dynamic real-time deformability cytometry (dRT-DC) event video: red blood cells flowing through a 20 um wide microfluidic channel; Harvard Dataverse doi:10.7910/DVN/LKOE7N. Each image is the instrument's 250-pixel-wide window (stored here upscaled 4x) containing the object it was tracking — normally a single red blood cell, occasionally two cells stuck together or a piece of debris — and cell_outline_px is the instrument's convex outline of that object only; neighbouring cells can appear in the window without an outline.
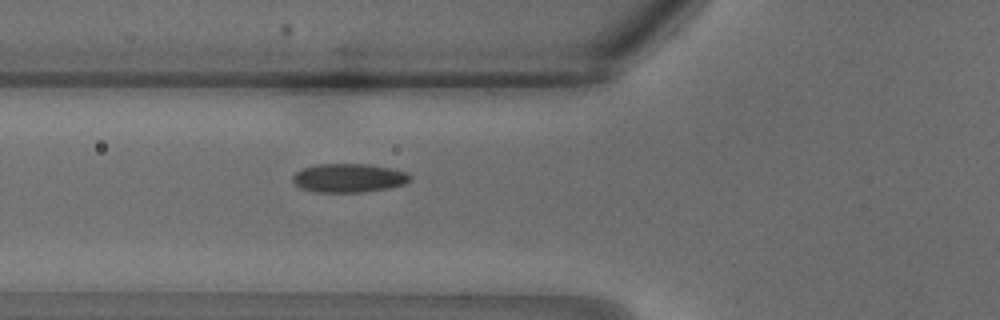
{"species": "common noctule bat (a hibernating species)", "species_latin": "Nyctalus noctula", "temperature_condition": "warm", "stored_images_in_passage": 7, "camera_frame_rate_fps": 3000, "um_per_image_px": 0.085, "animal": {"sex": "male", "body_mass_g": 18.8}, "frame": {"image": 1, "passage_image": 5, "time_ms": 1.333, "image_size_px": [1000, 320], "cell_outline_px": [[412, 180], [404, 184], [388, 188], [364, 192], [316, 192], [300, 188], [292, 180], [292, 176], [296, 172], [304, 168], [316, 164], [368, 164], [408, 172], [412, 176]], "centroid_in_image_um": [29.66, 15.13], "position_along_channel_um": 96.1, "area_um2": 19.71}}